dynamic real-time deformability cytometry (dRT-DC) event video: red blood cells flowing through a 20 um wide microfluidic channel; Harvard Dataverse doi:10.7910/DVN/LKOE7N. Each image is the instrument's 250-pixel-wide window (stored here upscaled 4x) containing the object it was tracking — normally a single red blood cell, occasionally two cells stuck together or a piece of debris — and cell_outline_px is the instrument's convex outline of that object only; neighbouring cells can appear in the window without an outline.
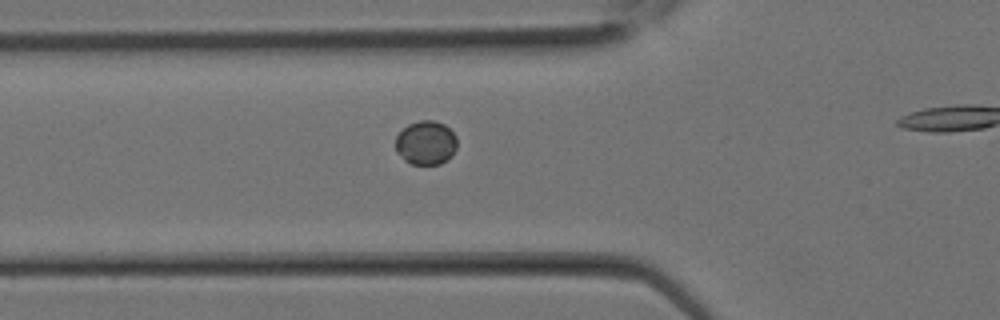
{"species": "Egyptian fruit bat (a non-hibernating species)", "species_latin": "Rousettus aegyptiacus", "temperature_condition": "room temperature", "stored_images_in_passage": 5, "segment_of_instrument_passage": [1, 2], "camera_frame_rate_fps": 3000, "um_per_image_px": 0.085, "animal": {"sex": "female"}, "frame": {"image": 1, "passage_image": 2, "time_ms": 0.333, "image_size_px": [1000, 320], "cell_outline_px": [[456, 148], [452, 156], [448, 160], [440, 164], [412, 164], [404, 160], [396, 152], [396, 136], [408, 124], [420, 120], [432, 120], [444, 124], [456, 136]], "centroid_in_image_um": [36.2, 12.14], "position_along_channel_um": 89.6, "area_um2": 15.78}}
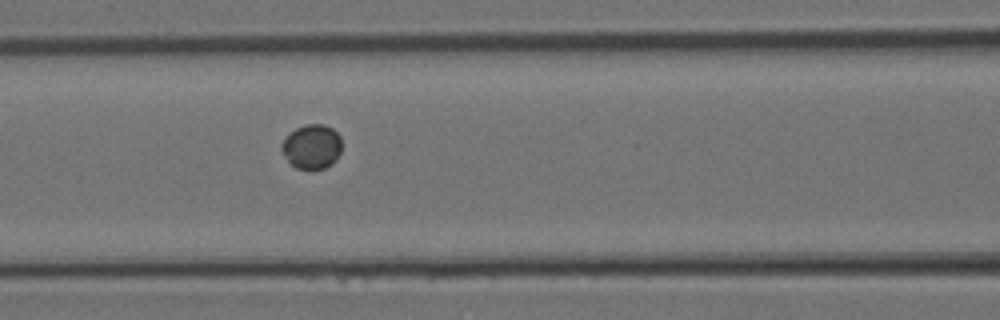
{"frame": {"image": 2, "passage_image": 4, "time_ms": 1.0, "image_size_px": [1000, 320], "cell_outline_px": [[340, 152], [336, 160], [332, 164], [324, 168], [296, 168], [284, 156], [280, 148], [280, 144], [296, 128], [308, 124], [324, 124], [332, 128], [340, 136]], "centroid_in_image_um": [26.51, 12.46], "position_along_channel_um": 140.1, "area_um2": 15.32}}